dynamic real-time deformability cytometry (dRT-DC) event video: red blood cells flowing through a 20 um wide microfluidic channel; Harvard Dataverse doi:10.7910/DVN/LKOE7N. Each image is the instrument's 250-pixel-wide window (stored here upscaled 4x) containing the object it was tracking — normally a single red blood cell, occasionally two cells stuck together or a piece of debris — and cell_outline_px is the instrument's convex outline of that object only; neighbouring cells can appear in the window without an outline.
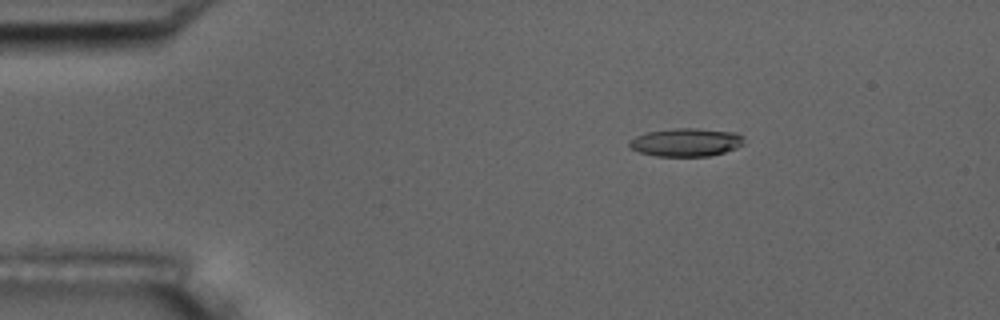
{"species": "common noctule bat (a hibernating species)", "species_latin": "Nyctalus noctula", "temperature_condition": "room temperature", "stored_images_in_passage": 4, "camera_frame_rate_fps": 3000, "um_per_image_px": 0.085, "animal": {"sex": "male", "body_mass_g": 17.5, "forearm_length_mm": 52.3}, "frame": {"image": 1, "passage_image": 1, "time_ms": 0.0, "image_size_px": [1000, 320], "cell_outline_px": [[744, 144], [736, 148], [724, 152], [708, 156], [656, 156], [640, 152], [632, 148], [628, 144], [628, 140], [644, 132], [672, 128], [696, 128], [736, 132], [744, 136]], "centroid_in_image_um": [58.32, 12.08], "position_along_channel_um": 26.7, "area_um2": 19.02}}